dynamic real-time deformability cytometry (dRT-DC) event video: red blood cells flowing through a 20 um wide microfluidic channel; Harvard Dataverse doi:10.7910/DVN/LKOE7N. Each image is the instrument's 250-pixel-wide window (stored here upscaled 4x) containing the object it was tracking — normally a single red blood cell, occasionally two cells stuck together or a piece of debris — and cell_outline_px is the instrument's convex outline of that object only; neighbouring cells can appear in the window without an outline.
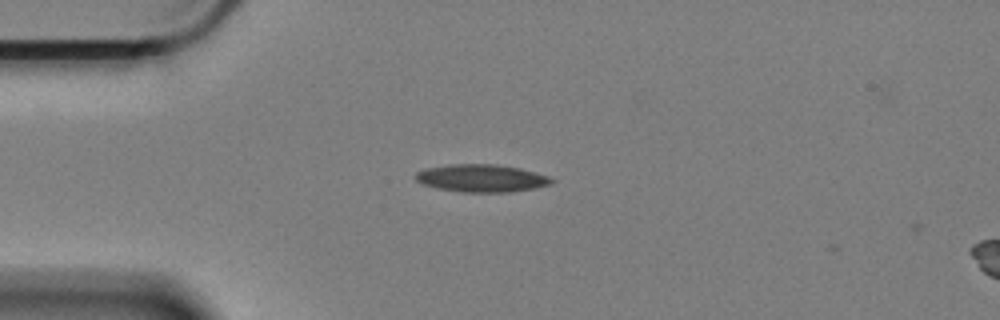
{"species": "Egyptian fruit bat (a non-hibernating species)", "species_latin": "Rousettus aegyptiacus", "temperature_condition": "cold", "stored_images_in_passage": 4, "camera_frame_rate_fps": 3000, "um_per_image_px": 0.085, "animal": {"sex": "female"}, "frame": {"image": 1, "passage_image": 3, "time_ms": 0.667, "image_size_px": [1000, 320], "cell_outline_px": [[556, 180], [552, 184], [512, 192], [464, 192], [436, 188], [424, 184], [416, 180], [416, 172], [424, 168], [448, 164], [496, 164], [520, 168], [548, 176]], "centroid_in_image_um": [40.93, 15.14], "position_along_channel_um": 44.1, "area_um2": 21.91}}